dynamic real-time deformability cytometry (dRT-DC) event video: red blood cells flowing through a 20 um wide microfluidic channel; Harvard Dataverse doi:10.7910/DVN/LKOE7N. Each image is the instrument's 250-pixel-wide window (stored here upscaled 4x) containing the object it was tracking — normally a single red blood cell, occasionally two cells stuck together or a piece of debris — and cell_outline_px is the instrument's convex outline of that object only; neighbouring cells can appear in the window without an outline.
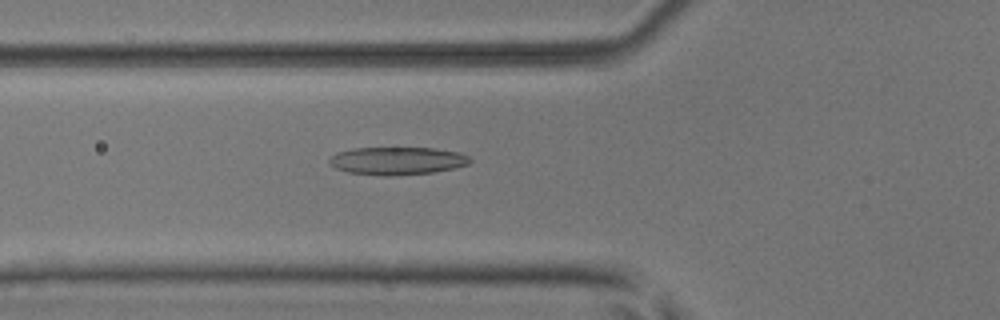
{"species": "common noctule bat (a hibernating species)", "species_latin": "Nyctalus noctula", "temperature_condition": "room temperature", "stored_images_in_passage": 52, "camera_frame_rate_fps": 3000, "um_per_image_px": 0.085, "animal": {"sex": "male", "body_mass_g": 17.9, "forearm_length_mm": 54.2}, "frame": {"image": 1, "passage_image": 19, "time_ms": 6.0, "image_size_px": [1000, 320], "cell_outline_px": [[472, 160], [468, 164], [452, 168], [432, 172], [392, 176], [380, 176], [348, 172], [336, 168], [328, 160], [336, 152], [352, 148], [432, 148], [460, 152], [468, 156]], "centroid_in_image_um": [33.75, 13.67], "position_along_channel_um": 92.1, "area_um2": 22.72}}
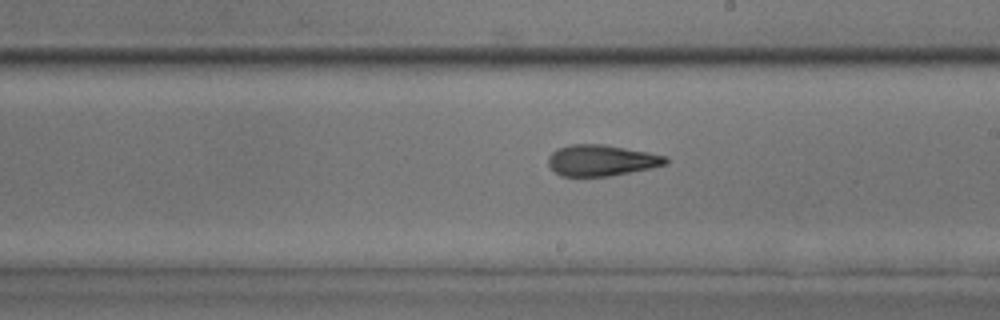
{"frame": {"image": 2, "passage_image": 30, "time_ms": 9.667, "image_size_px": [1000, 320], "cell_outline_px": [[668, 164], [652, 168], [608, 176], [560, 176], [548, 164], [548, 156], [556, 148], [568, 144], [604, 144], [648, 152], [668, 156]], "centroid_in_image_um": [51.13, 13.62], "position_along_channel_um": 237.9, "area_um2": 21.44}}
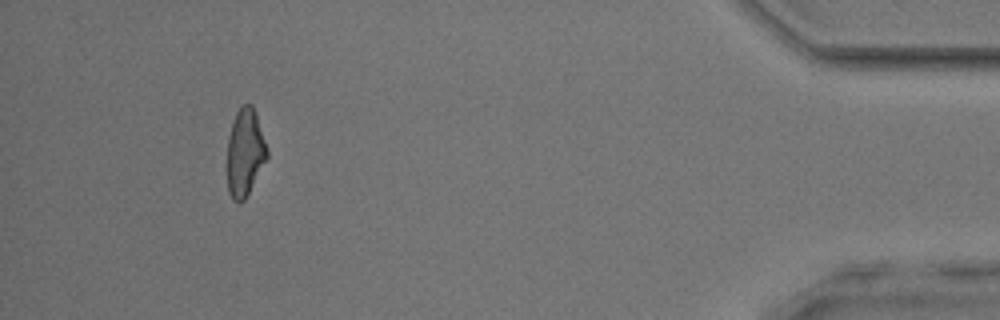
{"frame": {"image": 3, "passage_image": 48, "time_ms": 15.667, "image_size_px": [1000, 320], "cell_outline_px": [[268, 156], [244, 200], [240, 204], [232, 200], [228, 192], [228, 136], [236, 112], [244, 104], [252, 104], [256, 112], [268, 148]], "centroid_in_image_um": [20.83, 12.96], "position_along_channel_um": 414.4, "area_um2": 20.23}, "authors_computed_cell_mechanics": {"area_um2": 21.4727, "velocity_mm_per_s": 3.9808, "shape_relaxation_time_tau1_ms": 8.4772, "shape_relaxation_time_tau2_ms": 3.4969, "deformation_change_tau1": 0.2308, "deformation_change_tau2": 0.136}}